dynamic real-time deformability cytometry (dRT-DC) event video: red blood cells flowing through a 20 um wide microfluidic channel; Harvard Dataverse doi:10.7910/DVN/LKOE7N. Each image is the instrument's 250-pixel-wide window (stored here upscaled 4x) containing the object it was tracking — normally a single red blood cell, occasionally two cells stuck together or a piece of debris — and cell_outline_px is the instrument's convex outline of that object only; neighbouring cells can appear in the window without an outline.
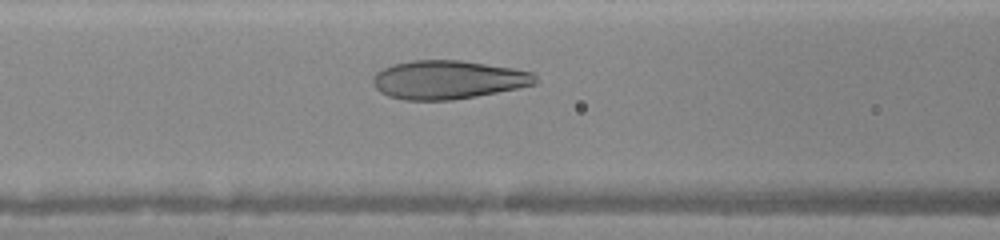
{"species": "human", "species_latin": "Homo sapiens", "temperature_condition": "warm", "stored_images_in_passage": 33, "camera_frame_rate_fps": 3000, "um_per_image_px": 0.085, "donor": {"sex": "female"}, "frame": {"image": 1, "passage_image": 13, "time_ms": 4.0, "image_size_px": [1000, 240], "cell_outline_px": [[536, 84], [520, 88], [476, 96], [452, 100], [404, 100], [388, 96], [380, 92], [376, 88], [372, 80], [376, 72], [392, 64], [412, 60], [464, 60], [512, 68], [532, 72], [536, 76]], "centroid_in_image_um": [38.08, 6.77], "position_along_channel_um": 128.5, "area_um2": 36.65}}
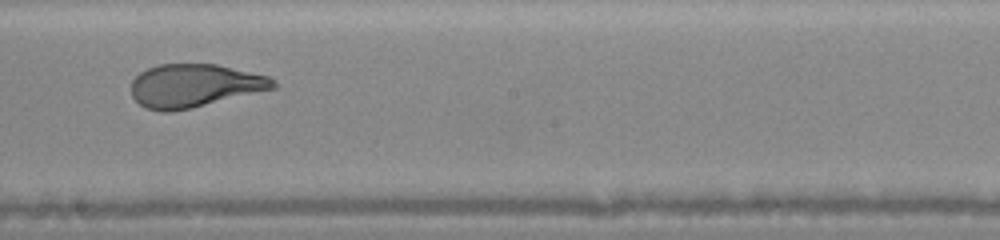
{"frame": {"image": 2, "passage_image": 20, "time_ms": 6.333, "image_size_px": [1000, 240], "cell_outline_px": [[276, 88], [192, 108], [172, 112], [160, 112], [144, 108], [132, 96], [132, 80], [140, 72], [148, 68], [160, 64], [216, 64], [268, 76], [276, 80]], "centroid_in_image_um": [16.52, 7.29], "position_along_channel_um": 231.7, "area_um2": 35.78}}
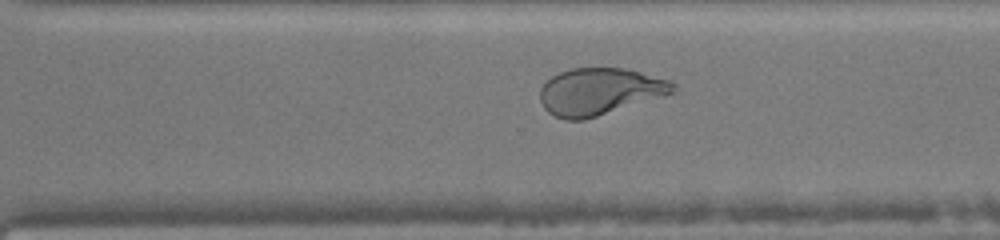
{"frame": {"image": 3, "passage_image": 26, "time_ms": 8.333, "image_size_px": [1000, 240], "cell_outline_px": [[676, 88], [672, 92], [584, 120], [564, 120], [548, 112], [544, 108], [540, 100], [540, 88], [552, 76], [560, 72], [572, 68], [624, 68], [672, 80], [676, 84]], "centroid_in_image_um": [50.93, 7.77], "position_along_channel_um": 319.7, "area_um2": 35.89}}